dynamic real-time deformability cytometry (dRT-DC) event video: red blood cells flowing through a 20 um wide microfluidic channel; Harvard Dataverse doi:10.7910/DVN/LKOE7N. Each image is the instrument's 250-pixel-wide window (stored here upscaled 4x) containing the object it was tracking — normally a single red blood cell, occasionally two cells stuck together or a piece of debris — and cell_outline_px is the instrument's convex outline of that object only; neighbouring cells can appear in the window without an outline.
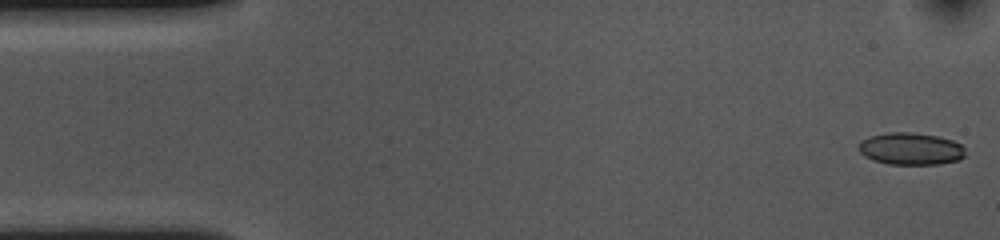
{"species": "common noctule bat (a hibernating species)", "species_latin": "Nyctalus noctula", "temperature_condition": "cold", "stored_images_in_passage": 3, "camera_frame_rate_fps": 3000, "um_per_image_px": 0.085, "animal": {"sex": "female", "body_mass_g": 10.0, "forearm_length_mm": 53.1}, "frame": {"image": 1, "passage_image": 1, "time_ms": 0.0, "image_size_px": [1000, 240], "cell_outline_px": [[964, 156], [960, 160], [936, 164], [888, 164], [872, 160], [864, 156], [860, 152], [860, 140], [872, 136], [888, 132], [912, 132], [940, 136], [952, 140], [960, 144], [964, 148]], "centroid_in_image_um": [77.42, 12.64], "position_along_channel_um": 7.6, "area_um2": 20.0}}